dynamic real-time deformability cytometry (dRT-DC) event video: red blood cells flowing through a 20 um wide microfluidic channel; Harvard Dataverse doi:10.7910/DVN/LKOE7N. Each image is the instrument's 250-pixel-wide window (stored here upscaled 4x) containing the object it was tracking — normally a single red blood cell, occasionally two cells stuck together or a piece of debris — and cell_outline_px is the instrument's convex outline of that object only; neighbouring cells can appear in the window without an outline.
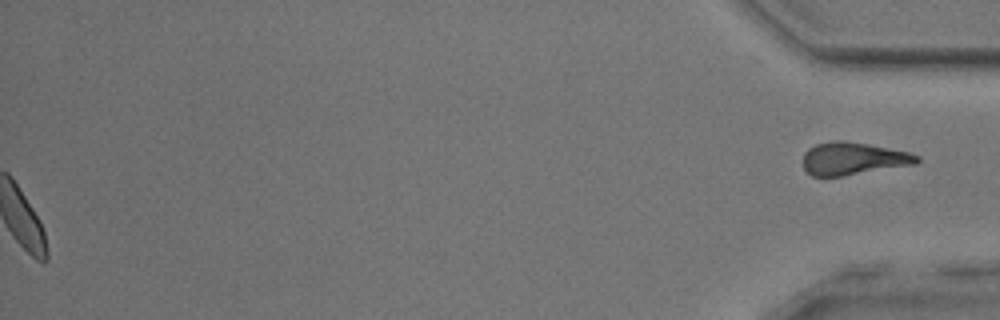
{"species": "common noctule bat (a hibernating species)", "species_latin": "Nyctalus noctula", "temperature_condition": "room temperature", "stored_images_in_passage": 49, "segment_of_instrument_passage": [2, 2], "camera_frame_rate_fps": 3000, "um_per_image_px": 0.085, "animal": {"sex": "male", "body_mass_g": 17.9, "forearm_length_mm": 54.2}, "frame": {"image": 1, "passage_image": 49, "time_ms": 16.0, "image_size_px": [1000, 320], "cell_outline_px": [[920, 160], [916, 164], [844, 176], [812, 176], [804, 168], [804, 152], [808, 148], [816, 144], [832, 140], [844, 140], [868, 144], [908, 152], [920, 156]], "centroid_in_image_um": [72.52, 13.48], "position_along_channel_um": 362.7, "area_um2": 21.68}}